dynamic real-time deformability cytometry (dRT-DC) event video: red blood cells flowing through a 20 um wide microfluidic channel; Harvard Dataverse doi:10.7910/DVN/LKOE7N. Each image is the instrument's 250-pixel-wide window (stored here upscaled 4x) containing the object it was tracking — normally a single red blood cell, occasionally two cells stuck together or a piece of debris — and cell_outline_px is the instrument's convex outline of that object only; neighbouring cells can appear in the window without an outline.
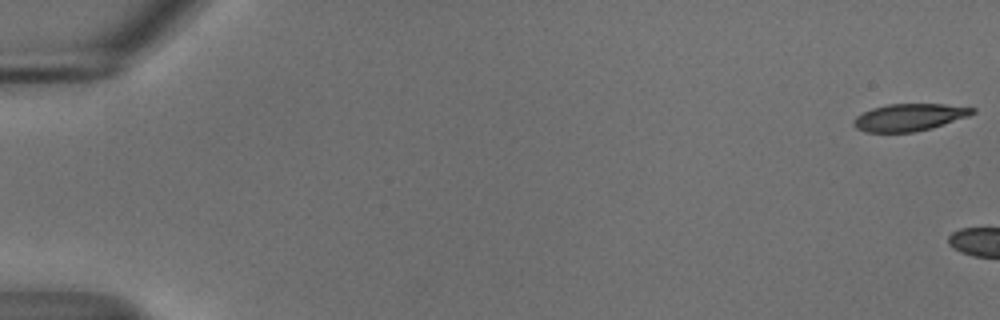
{"species": "common noctule bat (a hibernating species)", "species_latin": "Nyctalus noctula", "temperature_condition": "cold", "stored_images_in_passage": 5, "camera_frame_rate_fps": 3000, "um_per_image_px": 0.085, "animal": {"sex": "male", "body_mass_g": 18.8}, "frame": {"image": 1, "passage_image": 1, "time_ms": 0.0, "image_size_px": [1000, 320], "cell_outline_px": [[976, 112], [968, 116], [932, 128], [912, 132], [864, 132], [856, 128], [852, 124], [852, 120], [856, 116], [872, 108], [888, 104], [944, 104], [976, 108]], "centroid_in_image_um": [77.27, 9.97], "position_along_channel_um": 7.7, "area_um2": 18.84}}